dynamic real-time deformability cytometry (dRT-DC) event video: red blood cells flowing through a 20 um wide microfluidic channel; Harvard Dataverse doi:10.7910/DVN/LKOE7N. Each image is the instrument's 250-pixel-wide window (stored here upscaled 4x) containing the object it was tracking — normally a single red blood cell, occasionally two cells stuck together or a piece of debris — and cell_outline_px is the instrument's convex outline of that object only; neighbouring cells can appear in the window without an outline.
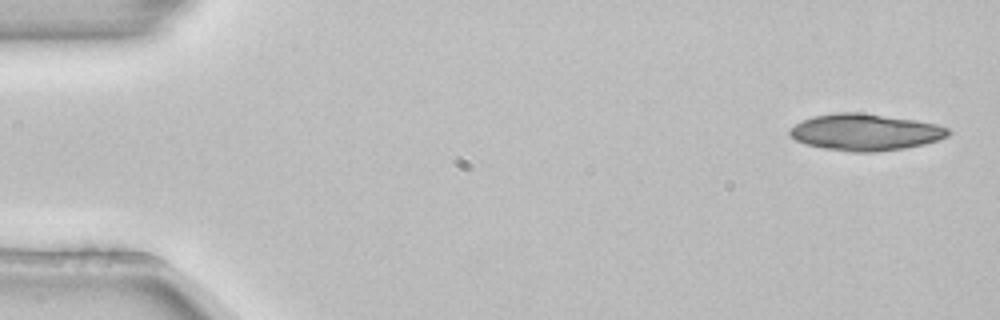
{"species": "common noctule bat (a hibernating species)", "species_latin": "Nyctalus noctula", "temperature_condition": "room temperature", "stored_images_in_passage": 4, "camera_frame_rate_fps": 3000, "um_per_image_px": 0.085, "animal": {"sex": "female", "body_mass_g": 22.7, "forearm_length_mm": 54.2}, "frame": {"image": 1, "passage_image": 1, "time_ms": 0.0, "image_size_px": [1000, 320], "cell_outline_px": [[952, 132], [948, 136], [924, 144], [904, 148], [876, 152], [852, 152], [824, 148], [804, 144], [796, 140], [788, 132], [788, 128], [812, 116], [836, 112], [860, 112], [916, 120], [936, 124], [948, 128]], "centroid_in_image_um": [73.53, 11.23], "position_along_channel_um": 11.5, "area_um2": 33.87}}